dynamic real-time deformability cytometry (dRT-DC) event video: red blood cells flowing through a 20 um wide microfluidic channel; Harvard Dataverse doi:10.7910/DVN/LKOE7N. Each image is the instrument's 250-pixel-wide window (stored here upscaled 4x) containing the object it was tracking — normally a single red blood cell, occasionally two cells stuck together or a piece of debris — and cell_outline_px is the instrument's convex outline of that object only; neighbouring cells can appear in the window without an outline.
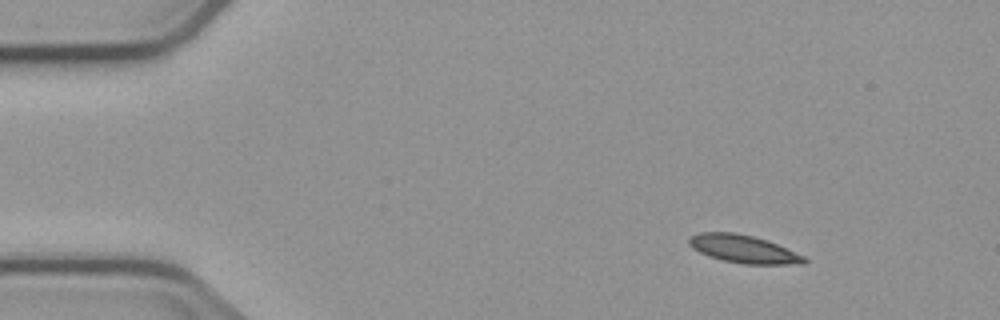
{"species": "common noctule bat (a hibernating species)", "species_latin": "Nyctalus noctula", "temperature_condition": "cold", "stored_images_in_passage": 6, "camera_frame_rate_fps": 3000, "um_per_image_px": 0.085, "animal": {"sex": "male", "body_mass_g": 23.1, "forearm_length_mm": 52.7}, "frame": {"image": 1, "passage_image": 1, "time_ms": 0.0, "image_size_px": [1000, 320], "cell_outline_px": [[808, 260], [804, 264], [744, 264], [720, 260], [708, 256], [692, 248], [688, 244], [688, 236], [700, 232], [732, 232], [752, 236], [776, 244], [804, 256]], "centroid_in_image_um": [63.14, 21.17], "position_along_channel_um": 21.9, "area_um2": 18.67}}
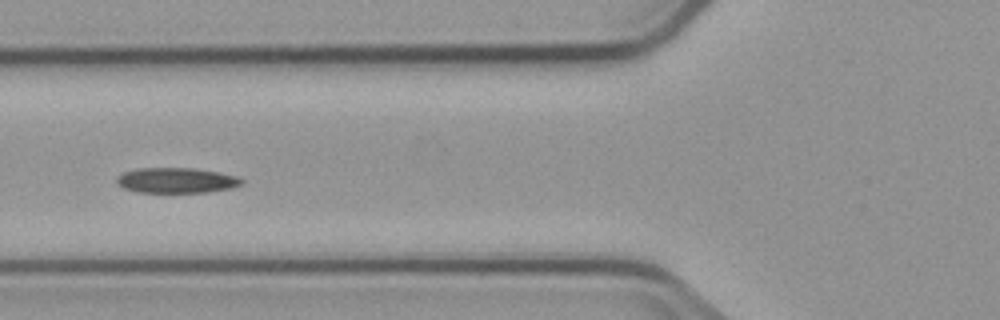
{"frame": {"image": 2, "passage_image": 5, "time_ms": 4.667, "image_size_px": [1000, 320], "cell_outline_px": [[244, 184], [232, 188], [208, 192], [136, 192], [124, 188], [116, 184], [116, 176], [120, 172], [136, 168], [196, 168], [220, 172], [240, 176], [244, 180]], "centroid_in_image_um": [15.0, 15.32], "position_along_channel_um": 110.8, "area_um2": 18.9}}
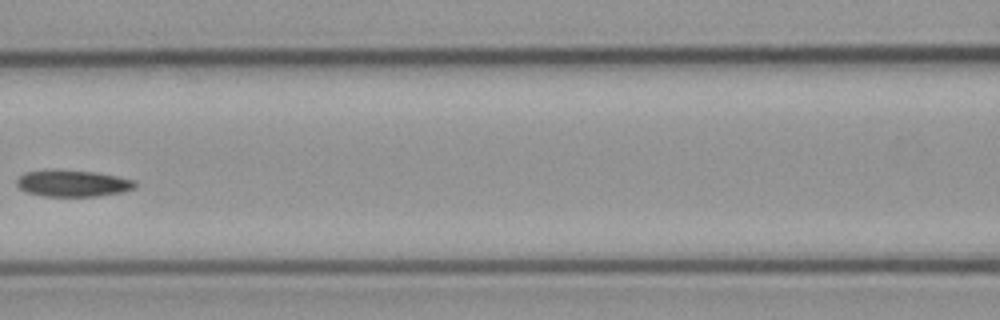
{"frame": {"image": 3, "passage_image": 6, "time_ms": 6.0, "image_size_px": [1000, 320], "cell_outline_px": [[136, 188], [124, 192], [96, 196], [44, 196], [24, 192], [16, 184], [16, 180], [24, 172], [96, 172], [136, 180]], "centroid_in_image_um": [6.24, 15.63], "position_along_channel_um": 160.4, "area_um2": 17.74}}